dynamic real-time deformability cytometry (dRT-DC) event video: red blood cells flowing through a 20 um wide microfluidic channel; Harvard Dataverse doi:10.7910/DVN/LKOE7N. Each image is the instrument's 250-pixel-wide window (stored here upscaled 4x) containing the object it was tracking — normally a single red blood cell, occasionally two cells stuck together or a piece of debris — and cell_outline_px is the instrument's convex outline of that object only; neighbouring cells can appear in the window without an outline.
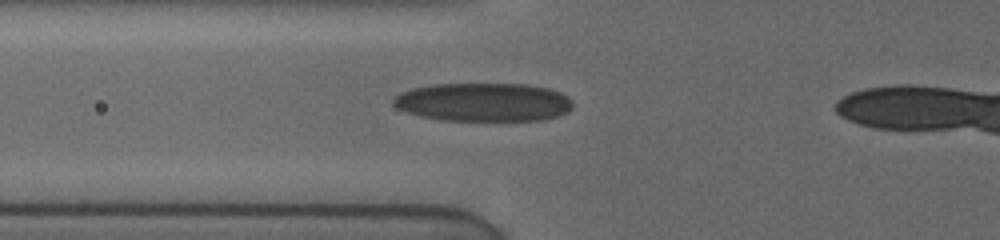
{"species": "human", "species_latin": "Homo sapiens", "temperature_condition": "cold", "stored_images_in_passage": 12, "camera_frame_rate_fps": 3000, "um_per_image_px": 0.085, "donor": {"sex": "female"}, "frame": {"image": 1, "passage_image": 9, "time_ms": 3.333, "image_size_px": [1000, 240], "cell_outline_px": [[572, 108], [568, 112], [544, 120], [440, 120], [420, 116], [408, 112], [392, 104], [392, 100], [400, 92], [412, 88], [432, 84], [528, 84], [548, 88], [560, 92], [568, 96], [572, 100]], "centroid_in_image_um": [41.11, 8.67], "position_along_channel_um": 84.7, "area_um2": 40.34}}
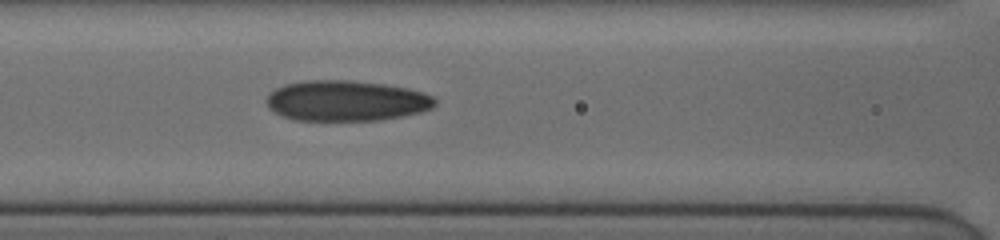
{"frame": {"image": 2, "passage_image": 12, "time_ms": 4.667, "image_size_px": [1000, 240], "cell_outline_px": [[436, 104], [432, 108], [420, 112], [404, 116], [380, 120], [296, 120], [284, 116], [268, 108], [264, 100], [268, 92], [284, 84], [304, 80], [352, 80], [384, 84], [408, 88], [424, 92], [432, 96], [436, 100]], "centroid_in_image_um": [29.41, 8.55], "position_along_channel_um": 137.2, "area_um2": 40.17}}